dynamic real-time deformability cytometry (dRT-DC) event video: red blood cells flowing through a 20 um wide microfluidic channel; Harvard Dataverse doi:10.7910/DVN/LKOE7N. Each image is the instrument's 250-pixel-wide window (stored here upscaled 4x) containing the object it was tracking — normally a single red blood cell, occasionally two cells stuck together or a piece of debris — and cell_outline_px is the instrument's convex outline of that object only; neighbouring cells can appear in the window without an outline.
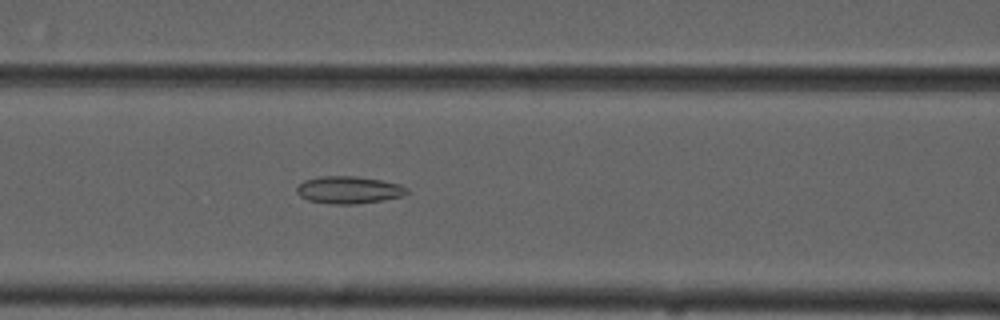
{"species": "common noctule bat (a hibernating species)", "species_latin": "Nyctalus noctula", "temperature_condition": "cold", "stored_images_in_passage": 40, "camera_frame_rate_fps": 3000, "um_per_image_px": 0.085, "animal": {"sex": "male", "forearm_length_mm": 52.5}, "frame": {"image": 1, "passage_image": 13, "time_ms": 4.0, "image_size_px": [1000, 320], "cell_outline_px": [[408, 192], [404, 196], [356, 204], [332, 204], [308, 200], [300, 196], [296, 192], [296, 188], [304, 180], [320, 176], [352, 176], [380, 180], [400, 184], [408, 188]], "centroid_in_image_um": [29.64, 16.14], "position_along_channel_um": 137.0, "area_um2": 17.46}}
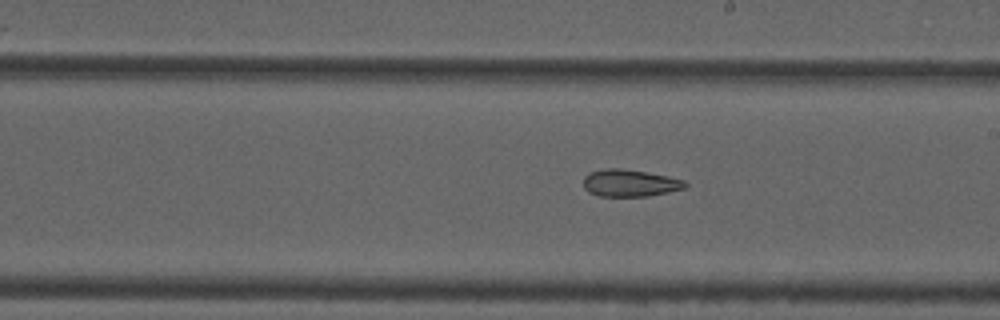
{"frame": {"image": 2, "passage_image": 21, "time_ms": 6.667, "image_size_px": [1000, 320], "cell_outline_px": [[688, 184], [684, 188], [668, 192], [648, 196], [596, 196], [588, 192], [584, 188], [584, 176], [588, 172], [604, 168], [620, 168], [668, 176], [684, 180]], "centroid_in_image_um": [53.5, 15.56], "position_along_channel_um": 235.5, "area_um2": 16.13}}
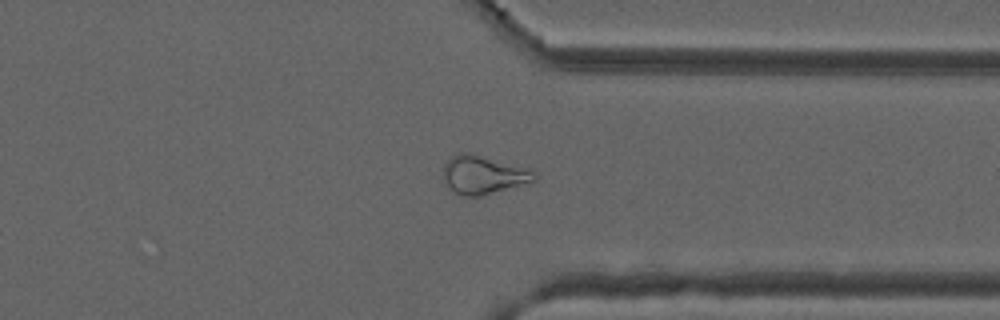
{"frame": {"image": 3, "passage_image": 32, "time_ms": 10.333, "image_size_px": [1000, 320], "cell_outline_px": [[536, 180], [480, 196], [460, 196], [448, 188], [444, 180], [444, 164], [452, 156], [460, 152], [464, 152], [536, 172]], "centroid_in_image_um": [40.99, 14.9], "position_along_channel_um": 370.4, "area_um2": 19.54}}